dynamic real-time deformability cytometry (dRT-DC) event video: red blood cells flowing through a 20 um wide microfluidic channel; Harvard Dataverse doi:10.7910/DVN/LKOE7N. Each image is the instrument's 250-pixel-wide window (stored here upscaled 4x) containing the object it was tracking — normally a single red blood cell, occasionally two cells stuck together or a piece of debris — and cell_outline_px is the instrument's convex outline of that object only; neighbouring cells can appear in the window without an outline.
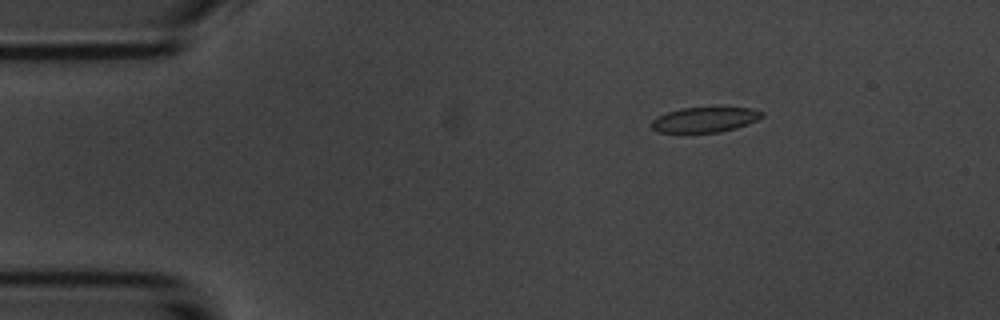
{"species": "common noctule bat (a hibernating species)", "species_latin": "Nyctalus noctula", "temperature_condition": "room temperature", "stored_images_in_passage": 3, "camera_frame_rate_fps": 3000, "um_per_image_px": 0.085, "animal": {"sex": "male", "body_mass_g": 20.1, "forearm_length_mm": 53.5}, "frame": {"image": 1, "passage_image": 1, "time_ms": 0.0, "image_size_px": [1000, 320], "cell_outline_px": [[764, 116], [748, 124], [736, 128], [720, 132], [660, 132], [652, 128], [648, 124], [656, 116], [680, 108], [752, 108], [764, 112]], "centroid_in_image_um": [59.89, 10.17], "position_along_channel_um": 25.1, "area_um2": 16.13}}